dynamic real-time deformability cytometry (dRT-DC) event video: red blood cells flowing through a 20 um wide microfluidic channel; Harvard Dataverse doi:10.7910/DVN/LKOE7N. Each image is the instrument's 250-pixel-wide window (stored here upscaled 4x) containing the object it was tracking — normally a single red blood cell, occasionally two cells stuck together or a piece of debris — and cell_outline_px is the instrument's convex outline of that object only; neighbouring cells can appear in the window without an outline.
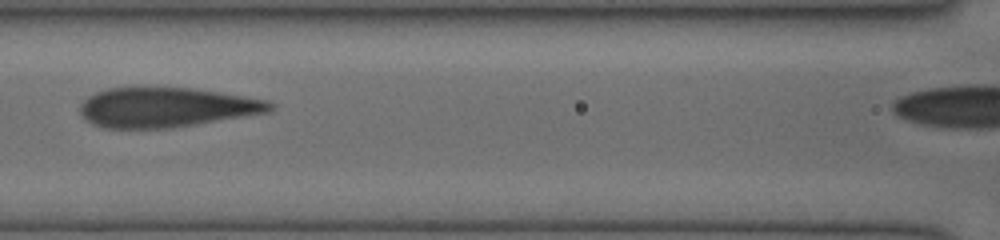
{"species": "human", "species_latin": "Homo sapiens", "temperature_condition": "cold", "stored_images_in_passage": 40, "camera_frame_rate_fps": 3000, "um_per_image_px": 0.085, "donor": {"sex": "female"}, "frame": {"image": 1, "passage_image": 20, "time_ms": 6.333, "image_size_px": [1000, 240], "cell_outline_px": [[276, 104], [272, 112], [196, 124], [168, 128], [104, 128], [92, 124], [80, 112], [80, 104], [88, 96], [96, 92], [108, 88], [140, 84], [144, 84], [196, 88], [268, 100]], "centroid_in_image_um": [14.14, 9.07], "position_along_channel_um": 152.5, "area_um2": 45.32}}
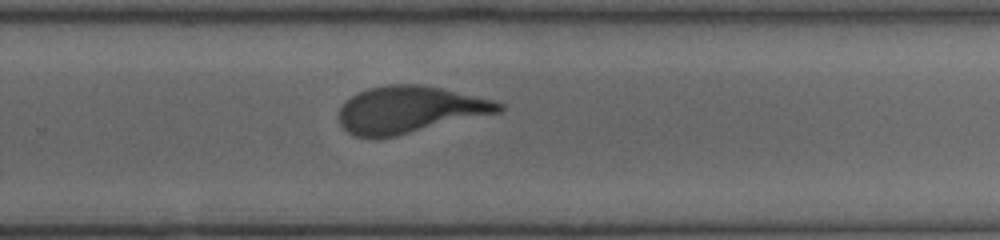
{"frame": {"image": 2, "passage_image": 30, "time_ms": 9.667, "image_size_px": [1000, 240], "cell_outline_px": [[504, 112], [396, 136], [356, 136], [348, 132], [340, 124], [340, 108], [344, 100], [368, 88], [388, 84], [420, 84], [440, 88], [492, 100], [504, 104]], "centroid_in_image_um": [34.86, 9.31], "position_along_channel_um": 294.9, "area_um2": 43.47}}
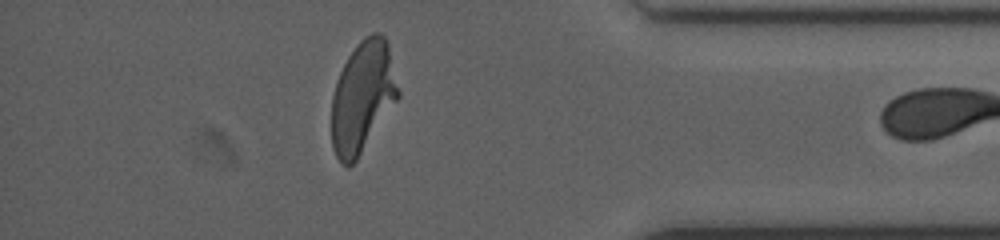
{"frame": {"image": 3, "passage_image": 39, "time_ms": 12.667, "image_size_px": [1000, 240], "cell_outline_px": [[400, 96], [356, 160], [348, 168], [340, 164], [332, 148], [332, 96], [340, 72], [348, 56], [356, 44], [364, 36], [372, 32], [380, 32], [384, 36], [388, 44], [400, 92]], "centroid_in_image_um": [30.82, 8.23], "position_along_channel_um": 404.4, "area_um2": 43.18}}